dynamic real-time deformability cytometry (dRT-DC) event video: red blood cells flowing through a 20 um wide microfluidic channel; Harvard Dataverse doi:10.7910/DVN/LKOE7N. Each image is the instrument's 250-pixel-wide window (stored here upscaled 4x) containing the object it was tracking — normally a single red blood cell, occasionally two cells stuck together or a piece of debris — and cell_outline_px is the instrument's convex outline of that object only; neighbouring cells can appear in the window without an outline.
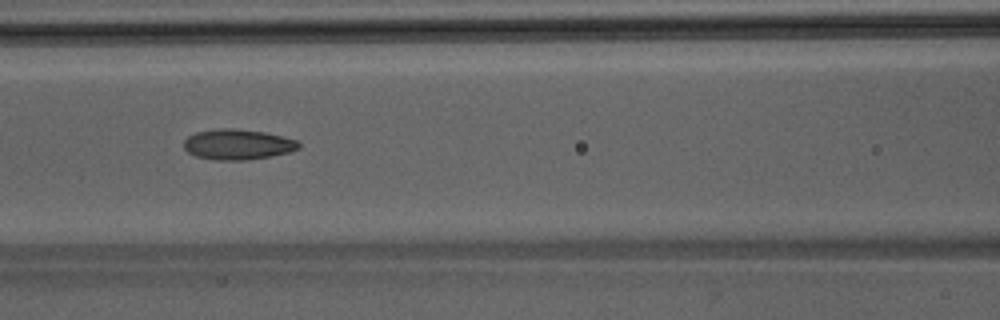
{"species": "Egyptian fruit bat (a non-hibernating species)", "species_latin": "Rousettus aegyptiacus", "temperature_condition": "room temperature", "stored_images_in_passage": 30, "camera_frame_rate_fps": 3000, "um_per_image_px": 0.085, "animal": {"sex": "male"}, "frame": {"image": 1, "passage_image": 13, "time_ms": 4.0, "image_size_px": [1000, 320], "cell_outline_px": [[300, 148], [288, 152], [268, 156], [244, 160], [216, 160], [196, 156], [188, 152], [184, 148], [184, 140], [188, 136], [196, 132], [220, 128], [232, 128], [264, 132], [296, 140], [300, 144]], "centroid_in_image_um": [20.17, 12.27], "position_along_channel_um": 146.4, "area_um2": 20.11}}
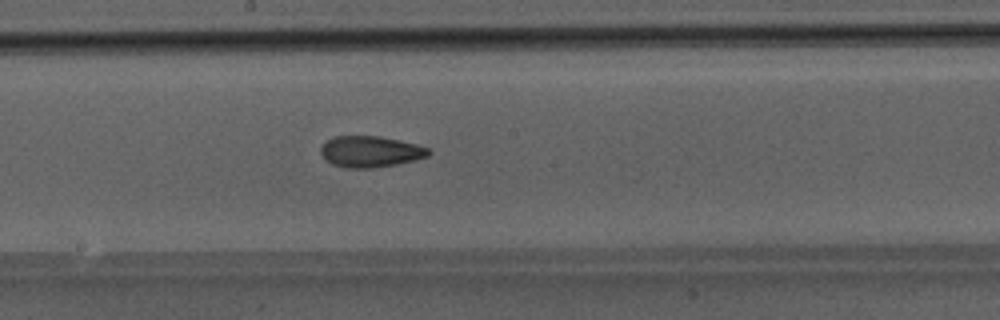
{"frame": {"image": 2, "passage_image": 18, "time_ms": 5.667, "image_size_px": [1000, 320], "cell_outline_px": [[432, 152], [428, 156], [396, 164], [372, 168], [344, 168], [332, 164], [320, 152], [320, 148], [332, 136], [380, 136], [400, 140], [416, 144], [428, 148]], "centroid_in_image_um": [31.48, 12.88], "position_along_channel_um": 216.7, "area_um2": 19.48}}
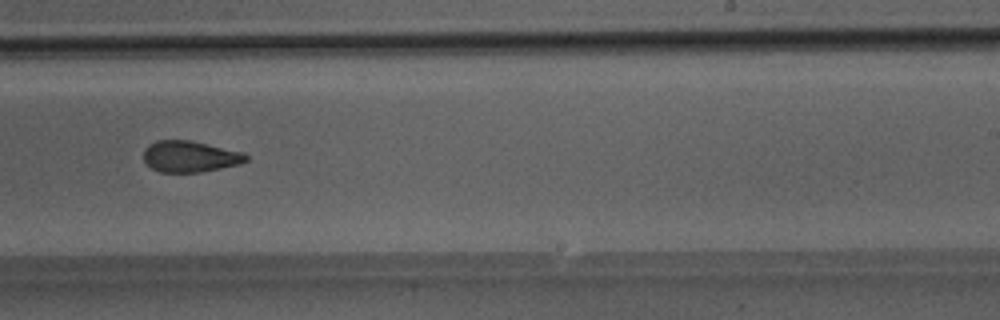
{"frame": {"image": 3, "passage_image": 22, "time_ms": 7.0, "image_size_px": [1000, 320], "cell_outline_px": [[248, 160], [240, 164], [200, 172], [160, 172], [152, 168], [144, 160], [144, 148], [148, 144], [156, 140], [192, 140], [244, 152], [248, 156]], "centroid_in_image_um": [16.16, 13.29], "position_along_channel_um": 272.8, "area_um2": 18.79}}